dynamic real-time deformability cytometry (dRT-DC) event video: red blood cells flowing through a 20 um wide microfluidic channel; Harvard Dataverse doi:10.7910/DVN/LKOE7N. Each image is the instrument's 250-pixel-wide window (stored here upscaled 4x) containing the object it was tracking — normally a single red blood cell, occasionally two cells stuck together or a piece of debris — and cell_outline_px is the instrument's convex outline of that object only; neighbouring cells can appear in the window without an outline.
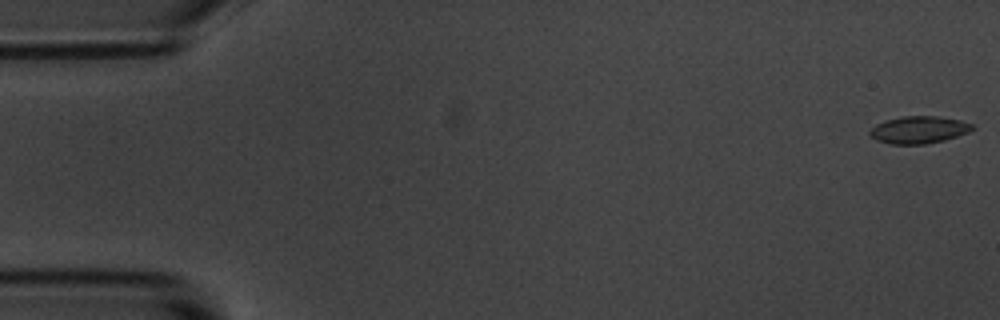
{"species": "common noctule bat (a hibernating species)", "species_latin": "Nyctalus noctula", "temperature_condition": "room temperature", "stored_images_in_passage": 49, "camera_frame_rate_fps": 3000, "um_per_image_px": 0.085, "animal": {"sex": "male", "body_mass_g": 20.1, "forearm_length_mm": 53.5}, "frame": {"image": 1, "passage_image": 1, "time_ms": 0.0, "image_size_px": [1000, 320], "cell_outline_px": [[976, 128], [968, 132], [944, 140], [924, 144], [892, 144], [876, 140], [868, 132], [876, 124], [884, 120], [904, 116], [936, 116], [960, 120], [972, 124]], "centroid_in_image_um": [78.1, 11.03], "position_along_channel_um": 6.9, "area_um2": 16.18}}
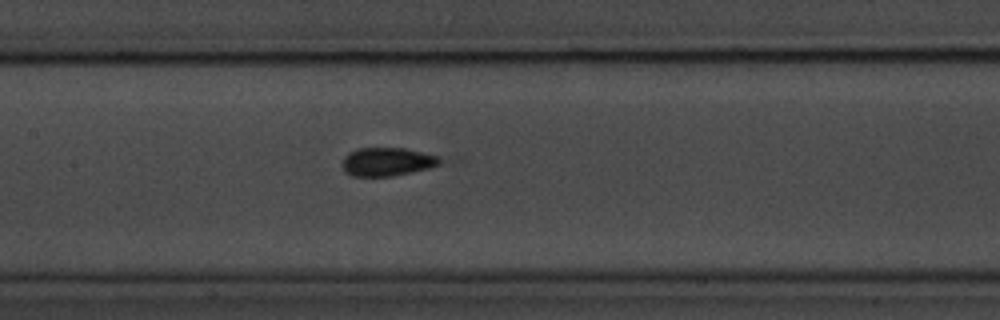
{"frame": {"image": 2, "passage_image": 26, "time_ms": 8.333, "image_size_px": [1000, 320], "cell_outline_px": [[448, 160], [440, 164], [428, 168], [412, 172], [392, 176], [352, 176], [344, 172], [344, 156], [348, 152], [360, 148], [404, 148], [440, 156]], "centroid_in_image_um": [32.97, 13.74], "position_along_channel_um": 174.4, "area_um2": 16.3}}
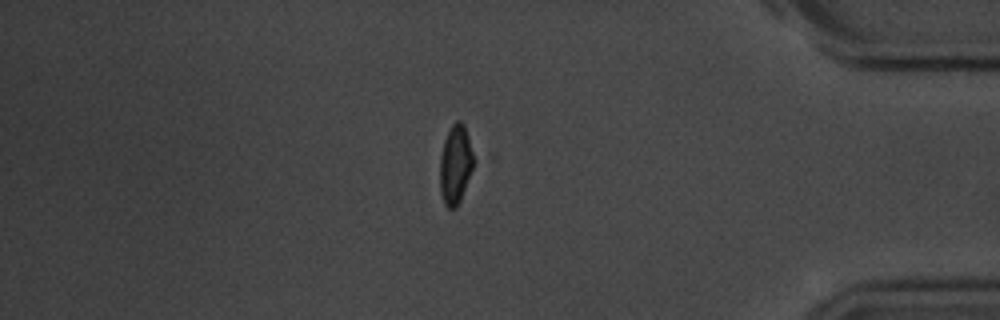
{"frame": {"image": 3, "passage_image": 47, "time_ms": 15.333, "image_size_px": [1000, 320], "cell_outline_px": [[480, 156], [460, 200], [456, 208], [448, 208], [444, 204], [440, 192], [440, 156], [444, 140], [452, 124], [456, 120], [460, 120], [464, 124]], "centroid_in_image_um": [38.81, 13.92], "position_along_channel_um": 396.4, "area_um2": 16.7}}